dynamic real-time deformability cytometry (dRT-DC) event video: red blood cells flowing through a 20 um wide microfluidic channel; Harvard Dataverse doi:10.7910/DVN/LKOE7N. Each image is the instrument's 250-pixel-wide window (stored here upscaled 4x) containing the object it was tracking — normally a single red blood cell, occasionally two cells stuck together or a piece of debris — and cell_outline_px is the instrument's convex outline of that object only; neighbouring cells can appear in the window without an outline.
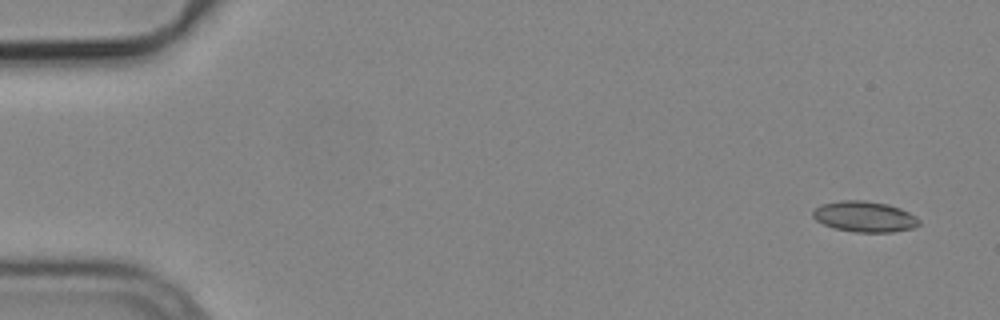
{"species": "common noctule bat (a hibernating species)", "species_latin": "Nyctalus noctula", "temperature_condition": "cold", "stored_images_in_passage": 4, "camera_frame_rate_fps": 3000, "um_per_image_px": 0.085, "animal": {"sex": "male", "body_mass_g": 19.2, "forearm_length_mm": 51.8}, "frame": {"image": 1, "passage_image": 1, "time_ms": 0.0, "image_size_px": [1000, 320], "cell_outline_px": [[920, 224], [912, 228], [892, 232], [856, 232], [836, 228], [824, 224], [816, 220], [812, 216], [812, 212], [820, 204], [840, 200], [864, 200], [888, 204], [900, 208], [916, 216], [920, 220]], "centroid_in_image_um": [73.49, 18.4], "position_along_channel_um": 11.5, "area_um2": 19.02}}
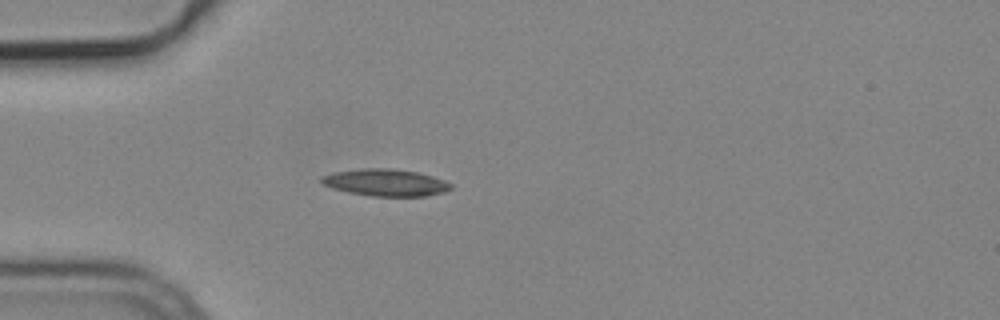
{"frame": {"image": 2, "passage_image": 4, "time_ms": 1.0, "image_size_px": [1000, 320], "cell_outline_px": [[452, 188], [444, 192], [424, 196], [372, 196], [348, 192], [332, 188], [324, 184], [320, 180], [320, 176], [332, 172], [360, 168], [396, 168], [416, 172], [432, 176], [444, 180], [452, 184]], "centroid_in_image_um": [32.75, 15.5], "position_along_channel_um": 52.2, "area_um2": 20.46}}